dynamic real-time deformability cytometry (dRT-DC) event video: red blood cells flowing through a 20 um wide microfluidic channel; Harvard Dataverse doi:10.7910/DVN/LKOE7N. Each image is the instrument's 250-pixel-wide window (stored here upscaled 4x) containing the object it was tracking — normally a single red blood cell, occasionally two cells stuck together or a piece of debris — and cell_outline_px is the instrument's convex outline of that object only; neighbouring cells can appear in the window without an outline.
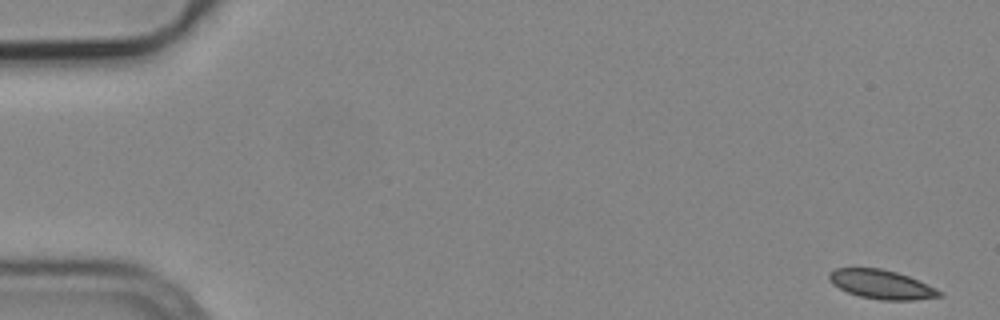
{"species": "common noctule bat (a hibernating species)", "species_latin": "Nyctalus noctula", "temperature_condition": "cold", "stored_images_in_passage": 14, "camera_frame_rate_fps": 3000, "um_per_image_px": 0.085, "animal": {"sex": "male", "body_mass_g": 19.2, "forearm_length_mm": 51.8}, "frame": {"image": 1, "passage_image": 1, "time_ms": 0.0, "image_size_px": [1000, 320], "cell_outline_px": [[944, 296], [912, 300], [880, 300], [860, 296], [848, 292], [832, 284], [828, 276], [828, 272], [836, 268], [880, 268], [896, 272], [908, 276], [936, 288], [944, 292]], "centroid_in_image_um": [74.94, 24.18], "position_along_channel_um": 10.1, "area_um2": 18.61}}
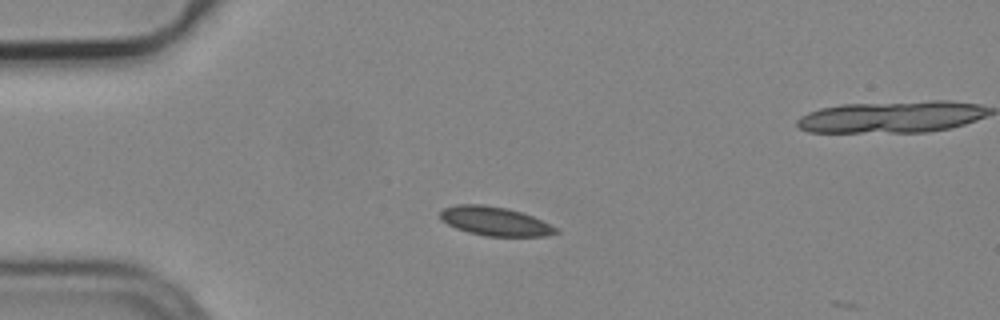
{"frame": {"image": 2, "passage_image": 13, "time_ms": 4.0, "image_size_px": [1000, 320], "cell_outline_px": [[560, 232], [548, 236], [488, 236], [468, 232], [456, 228], [440, 220], [440, 212], [444, 208], [456, 204], [484, 204], [504, 208], [520, 212], [532, 216], [556, 228]], "centroid_in_image_um": [42.03, 18.8], "position_along_channel_um": 43.0, "area_um2": 19.31}}